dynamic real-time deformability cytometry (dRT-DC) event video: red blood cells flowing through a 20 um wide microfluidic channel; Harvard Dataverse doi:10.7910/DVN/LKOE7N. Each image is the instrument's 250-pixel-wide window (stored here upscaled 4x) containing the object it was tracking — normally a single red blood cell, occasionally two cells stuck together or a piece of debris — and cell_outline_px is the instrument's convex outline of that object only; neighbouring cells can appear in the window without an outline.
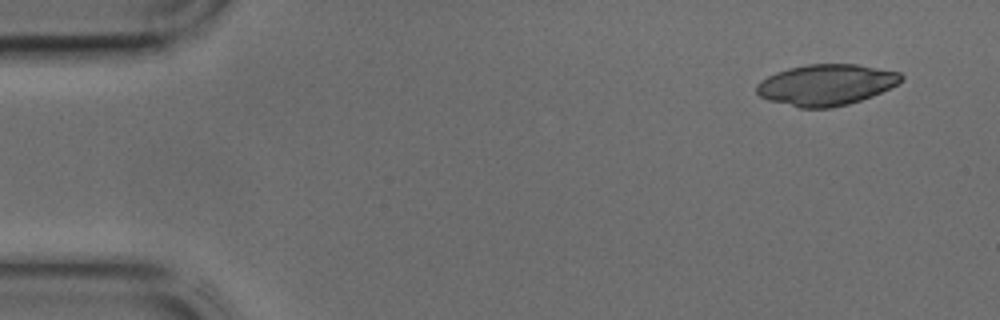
{"species": "common noctule bat (a hibernating species)", "species_latin": "Nyctalus noctula", "temperature_condition": "cold", "stored_images_in_passage": 41, "camera_frame_rate_fps": 3000, "um_per_image_px": 0.085, "animal": {"sex": "male", "body_mass_g": 17.9, "forearm_length_mm": 54.2}, "frame": {"image": 1, "passage_image": 1, "time_ms": 0.0, "image_size_px": [1000, 320], "cell_outline_px": [[904, 80], [872, 96], [848, 104], [832, 108], [800, 108], [768, 100], [760, 96], [756, 92], [756, 84], [760, 80], [776, 72], [788, 68], [808, 64], [856, 64], [900, 72], [904, 76]], "centroid_in_image_um": [70.2, 7.21], "position_along_channel_um": 14.8, "area_um2": 34.62}}